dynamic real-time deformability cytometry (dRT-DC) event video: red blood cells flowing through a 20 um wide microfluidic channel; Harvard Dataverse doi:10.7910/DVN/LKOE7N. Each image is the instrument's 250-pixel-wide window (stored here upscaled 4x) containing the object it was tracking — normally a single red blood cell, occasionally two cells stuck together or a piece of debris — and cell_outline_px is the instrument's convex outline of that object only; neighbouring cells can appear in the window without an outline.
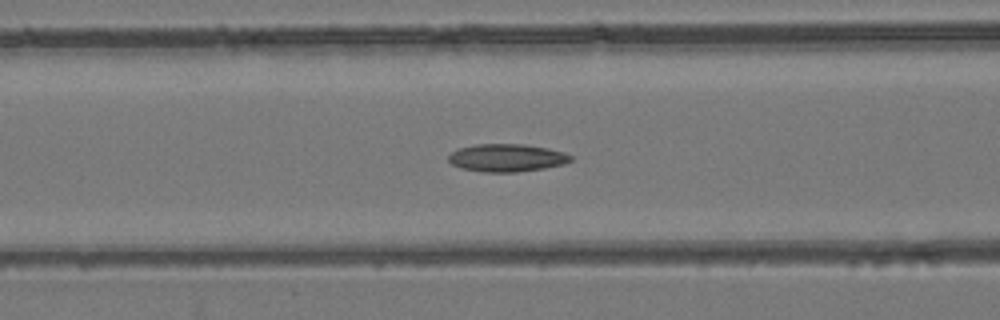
{"species": "common noctule bat (a hibernating species)", "species_latin": "Nyctalus noctula", "temperature_condition": "room temperature", "stored_images_in_passage": 53, "camera_frame_rate_fps": 3000, "um_per_image_px": 0.085, "animal": {"sex": "female", "body_mass_g": 24.6, "forearm_length_mm": 56.2}, "frame": {"image": 1, "passage_image": 22, "time_ms": 7.0, "image_size_px": [1000, 320], "cell_outline_px": [[572, 160], [564, 164], [544, 168], [516, 172], [484, 172], [460, 168], [452, 164], [448, 160], [448, 156], [456, 148], [476, 144], [524, 144], [548, 148], [564, 152], [572, 156]], "centroid_in_image_um": [43.06, 13.41], "position_along_channel_um": 123.5, "area_um2": 19.88}}
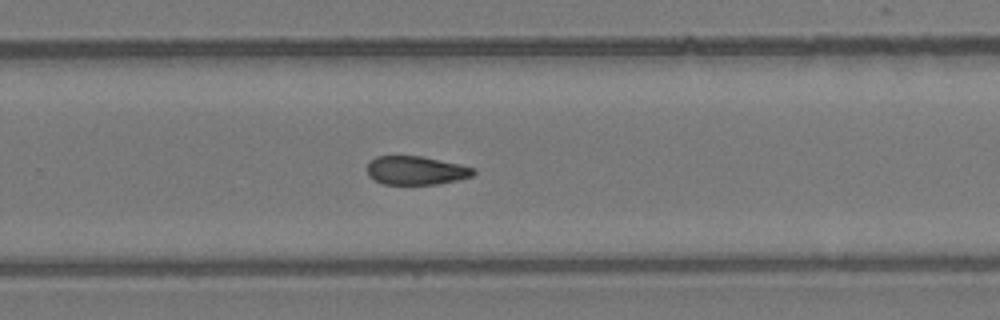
{"frame": {"image": 2, "passage_image": 35, "time_ms": 11.333, "image_size_px": [1000, 320], "cell_outline_px": [[476, 172], [472, 176], [440, 184], [384, 184], [372, 180], [368, 176], [368, 160], [376, 156], [420, 156], [460, 164], [476, 168]], "centroid_in_image_um": [35.34, 14.49], "position_along_channel_um": 294.5, "area_um2": 17.86}}
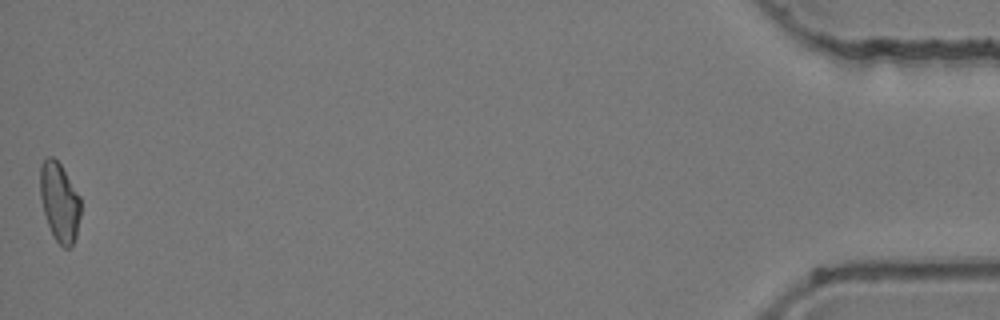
{"frame": {"image": 3, "passage_image": 53, "time_ms": 17.333, "image_size_px": [1000, 320], "cell_outline_px": [[80, 216], [76, 236], [72, 244], [68, 248], [64, 248], [52, 236], [44, 212], [40, 196], [40, 164], [48, 156], [52, 156], [60, 164], [80, 196]], "centroid_in_image_um": [5.05, 17.17], "position_along_channel_um": 430.1, "area_um2": 18.55}, "authors_computed_cell_mechanics": {"area_um2": 19.2474, "velocity_mm_per_s": 3.9584, "shape_relaxation_time_tau1_ms": null, "shape_relaxation_time_tau2_ms": 4.9706, "deformation_change_tau1": null, "deformation_change_tau2": 0.124}}